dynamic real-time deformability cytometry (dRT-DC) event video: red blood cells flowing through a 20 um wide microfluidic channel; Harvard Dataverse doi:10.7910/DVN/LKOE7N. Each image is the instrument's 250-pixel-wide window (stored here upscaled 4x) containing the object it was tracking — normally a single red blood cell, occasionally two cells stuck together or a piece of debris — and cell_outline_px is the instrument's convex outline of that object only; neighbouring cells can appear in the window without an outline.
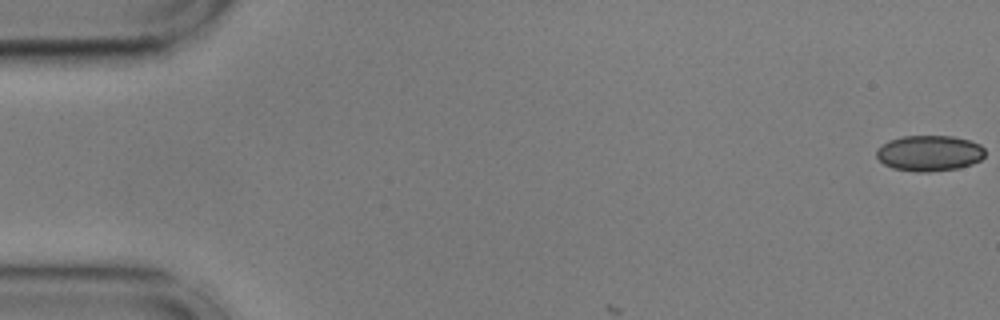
{"species": "common noctule bat (a hibernating species)", "species_latin": "Nyctalus noctula", "temperature_condition": "cold", "stored_images_in_passage": 5, "camera_frame_rate_fps": 3000, "um_per_image_px": 0.085, "animal": {"sex": "male", "body_mass_g": 17.9, "forearm_length_mm": 54.2}, "frame": {"image": 1, "passage_image": 1, "time_ms": 0.0, "image_size_px": [1000, 320], "cell_outline_px": [[984, 156], [980, 160], [972, 164], [956, 168], [928, 172], [916, 172], [892, 168], [884, 164], [876, 156], [876, 152], [888, 140], [904, 136], [952, 136], [968, 140], [980, 144], [984, 148]], "centroid_in_image_um": [79.0, 13.02], "position_along_channel_um": 6.0, "area_um2": 22.48}}